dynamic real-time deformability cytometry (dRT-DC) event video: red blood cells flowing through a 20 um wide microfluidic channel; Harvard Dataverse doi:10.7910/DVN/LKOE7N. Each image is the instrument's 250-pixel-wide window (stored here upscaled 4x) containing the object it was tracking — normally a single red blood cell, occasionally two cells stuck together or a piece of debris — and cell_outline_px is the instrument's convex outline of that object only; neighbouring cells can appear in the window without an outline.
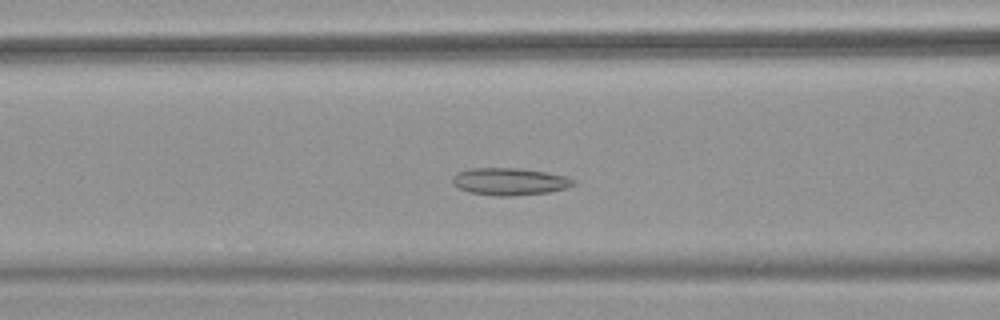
{"species": "common noctule bat (a hibernating species)", "species_latin": "Nyctalus noctula", "temperature_condition": "warm", "stored_images_in_passage": 36, "camera_frame_rate_fps": 3000, "um_per_image_px": 0.085, "animal": {"sex": "female", "body_mass_g": 18.4}, "frame": {"image": 1, "passage_image": 5, "time_ms": 1.333, "image_size_px": [1000, 320], "cell_outline_px": [[576, 180], [572, 184], [564, 188], [548, 192], [512, 196], [496, 196], [468, 192], [456, 188], [452, 184], [452, 176], [456, 172], [468, 168], [516, 168], [544, 172], [568, 176]], "centroid_in_image_um": [43.23, 15.43], "position_along_channel_um": 123.4, "area_um2": 19.31}}
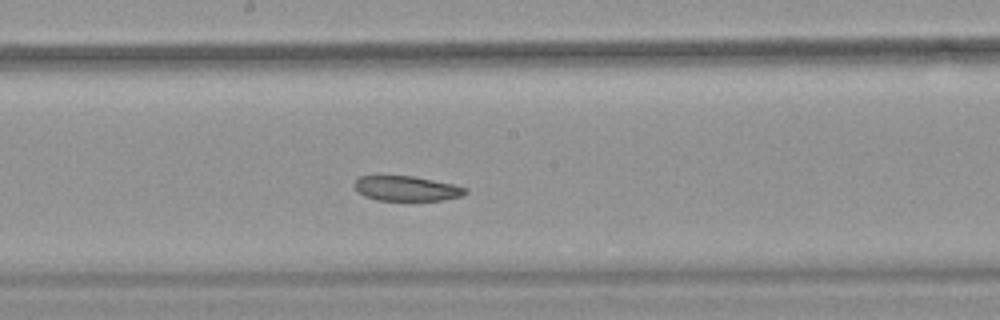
{"frame": {"image": 2, "passage_image": 12, "time_ms": 3.667, "image_size_px": [1000, 320], "cell_outline_px": [[468, 192], [460, 196], [444, 200], [376, 200], [364, 196], [356, 192], [356, 180], [360, 176], [412, 176], [452, 184], [468, 188]], "centroid_in_image_um": [34.56, 16.03], "position_along_channel_um": 213.6, "area_um2": 15.95}}
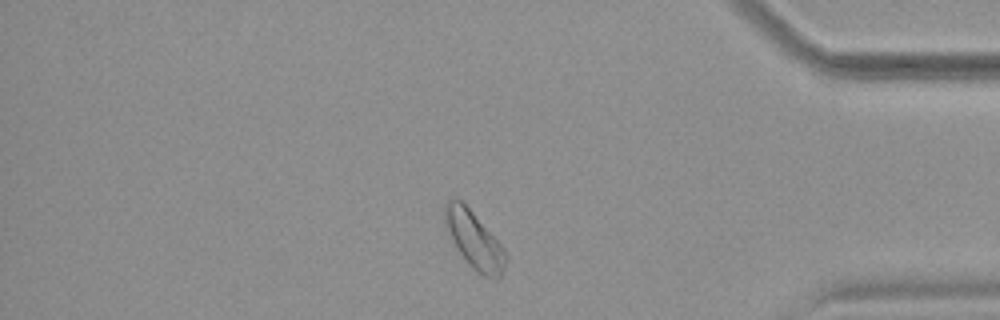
{"frame": {"image": 3, "passage_image": 28, "time_ms": 9.0, "image_size_px": [1000, 320], "cell_outline_px": [[504, 268], [500, 276], [484, 276], [476, 272], [468, 264], [456, 248], [452, 240], [444, 220], [444, 204], [448, 200], [460, 200], [472, 212], [504, 248]], "centroid_in_image_um": [40.26, 20.39], "position_along_channel_um": 394.9, "area_um2": 19.42}, "authors_computed_cell_mechanics": {"area_um2": 18.3515, "velocity_mm_per_s": 3.8856, "shape_relaxation_time_tau1_ms": null, "shape_relaxation_time_tau2_ms": 4.5031, "deformation_change_tau1": null, "deformation_change_tau2": 0.091}}